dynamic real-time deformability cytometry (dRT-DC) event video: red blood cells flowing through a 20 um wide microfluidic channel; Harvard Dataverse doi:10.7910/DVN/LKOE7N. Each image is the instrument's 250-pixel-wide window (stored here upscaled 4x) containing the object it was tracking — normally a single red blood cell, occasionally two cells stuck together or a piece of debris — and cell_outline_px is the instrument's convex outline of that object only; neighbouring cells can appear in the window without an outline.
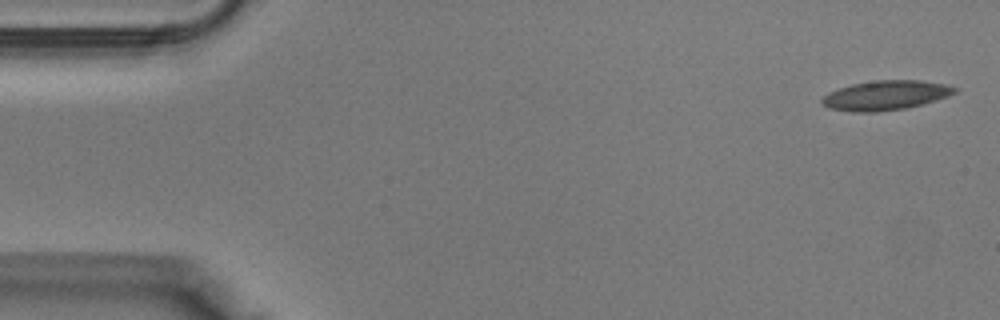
{"species": "Egyptian fruit bat (a non-hibernating species)", "species_latin": "Rousettus aegyptiacus", "temperature_condition": "warm", "stored_images_in_passage": 38, "camera_frame_rate_fps": 3000, "um_per_image_px": 0.085, "animal": {"sex": "male"}, "frame": {"image": 1, "passage_image": 1, "time_ms": 0.0, "image_size_px": [1000, 320], "cell_outline_px": [[956, 92], [948, 96], [936, 100], [904, 108], [880, 112], [852, 112], [828, 108], [820, 104], [820, 100], [828, 92], [852, 84], [876, 80], [920, 80], [944, 84], [956, 88]], "centroid_in_image_um": [75.22, 8.11], "position_along_channel_um": 9.8, "area_um2": 22.77}}
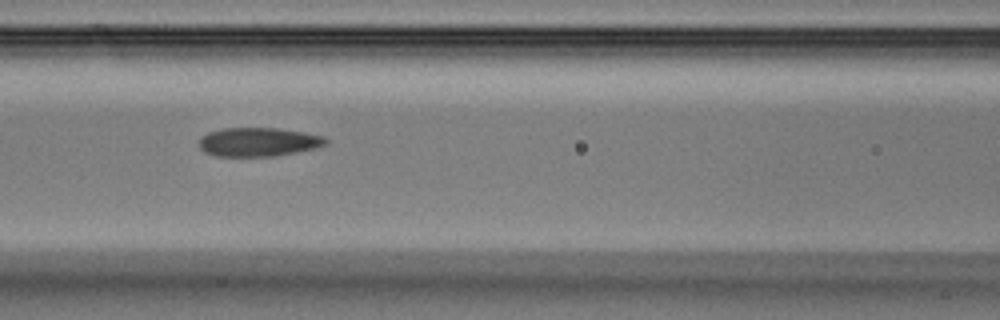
{"frame": {"image": 2, "passage_image": 16, "time_ms": 5.0, "image_size_px": [1000, 320], "cell_outline_px": [[328, 144], [316, 148], [296, 152], [272, 156], [216, 156], [204, 152], [200, 148], [200, 136], [208, 132], [224, 128], [276, 128], [304, 132], [324, 136], [328, 140]], "centroid_in_image_um": [21.97, 12.06], "position_along_channel_um": 144.6, "area_um2": 21.33}}
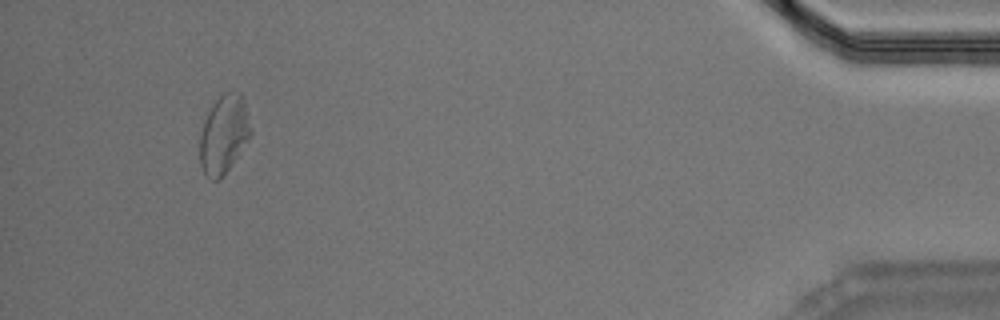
{"frame": {"image": 3, "passage_image": 36, "time_ms": 11.667, "image_size_px": [1000, 320], "cell_outline_px": [[252, 132], [224, 176], [220, 180], [212, 180], [204, 176], [200, 164], [200, 136], [204, 120], [212, 104], [224, 92], [240, 92], [244, 96]], "centroid_in_image_um": [19.02, 11.42], "position_along_channel_um": 416.2, "area_um2": 23.29}}